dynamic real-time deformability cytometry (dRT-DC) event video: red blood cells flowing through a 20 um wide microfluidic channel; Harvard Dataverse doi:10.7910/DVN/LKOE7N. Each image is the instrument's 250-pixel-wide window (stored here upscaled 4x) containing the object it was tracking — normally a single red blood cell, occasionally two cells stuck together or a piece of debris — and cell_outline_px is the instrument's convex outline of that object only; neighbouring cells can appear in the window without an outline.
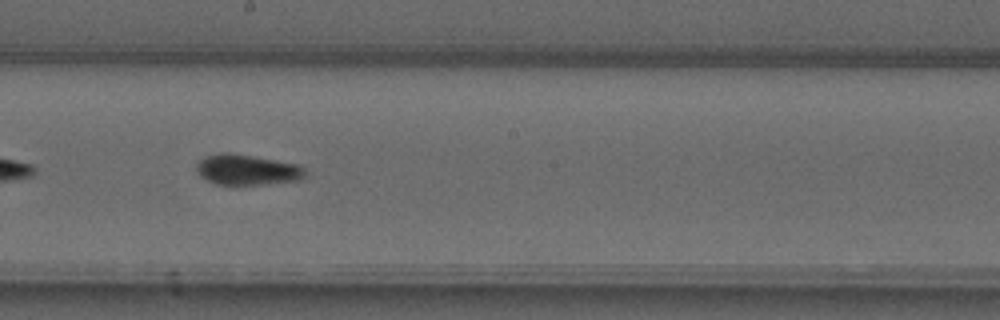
{"species": "common noctule bat (a hibernating species)", "species_latin": "Nyctalus noctula", "temperature_condition": "warm", "stored_images_in_passage": 36, "camera_frame_rate_fps": 3000, "um_per_image_px": 0.085, "animal": {"sex": "male", "forearm_length_mm": 52.5}, "frame": {"image": 1, "passage_image": 16, "time_ms": 5.0, "image_size_px": [1000, 320], "cell_outline_px": [[308, 176], [300, 180], [264, 184], [216, 184], [200, 176], [196, 168], [196, 164], [204, 156], [220, 152], [228, 152], [300, 164], [304, 168]], "centroid_in_image_um": [21.03, 14.42], "position_along_channel_um": 227.2, "area_um2": 19.42}, "authors_computed_cell_mechanics": {"area_um2": 18.8428, "velocity_mm_per_s": 4.0587, "shape_relaxation_time_tau1_ms": 4.8066, "shape_relaxation_time_tau2_ms": 0.8494, "deformation_change_tau1": 0.152, "deformation_change_tau2": 0.0578}}